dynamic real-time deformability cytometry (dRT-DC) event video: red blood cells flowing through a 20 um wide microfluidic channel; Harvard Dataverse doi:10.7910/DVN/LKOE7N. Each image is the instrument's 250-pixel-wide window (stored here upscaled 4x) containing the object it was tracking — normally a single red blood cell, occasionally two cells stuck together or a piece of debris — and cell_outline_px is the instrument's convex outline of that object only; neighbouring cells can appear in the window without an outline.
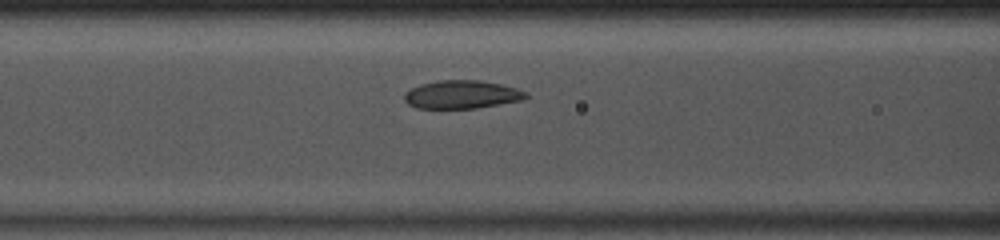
{"species": "common noctule bat (a hibernating species)", "species_latin": "Nyctalus noctula", "temperature_condition": "room temperature", "stored_images_in_passage": 35, "camera_frame_rate_fps": 3000, "um_per_image_px": 0.085, "animal": {"sex": "male", "body_mass_g": 13.0, "forearm_length_mm": 53.1}, "frame": {"image": 1, "passage_image": 7, "time_ms": 2.0, "image_size_px": [1000, 240], "cell_outline_px": [[528, 96], [524, 100], [476, 108], [416, 108], [408, 104], [404, 100], [404, 92], [420, 84], [440, 80], [480, 80], [500, 84], [516, 88], [528, 92]], "centroid_in_image_um": [39.26, 8.03], "position_along_channel_um": 127.3, "area_um2": 20.06}}
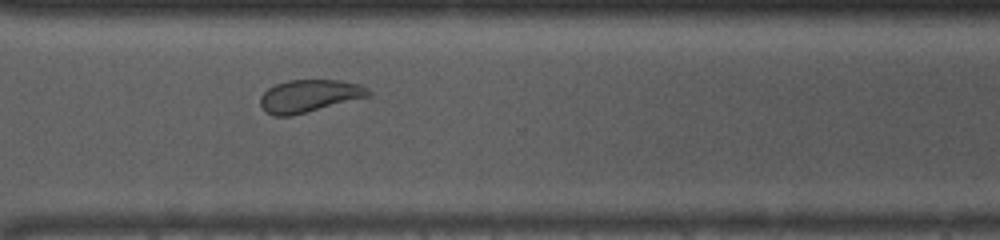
{"frame": {"image": 2, "passage_image": 23, "time_ms": 7.333, "image_size_px": [1000, 240], "cell_outline_px": [[372, 92], [368, 96], [292, 116], [272, 116], [264, 112], [260, 104], [260, 96], [268, 88], [276, 84], [288, 80], [340, 80], [360, 84], [368, 88]], "centroid_in_image_um": [26.25, 8.16], "position_along_channel_um": 344.4, "area_um2": 20.52}}
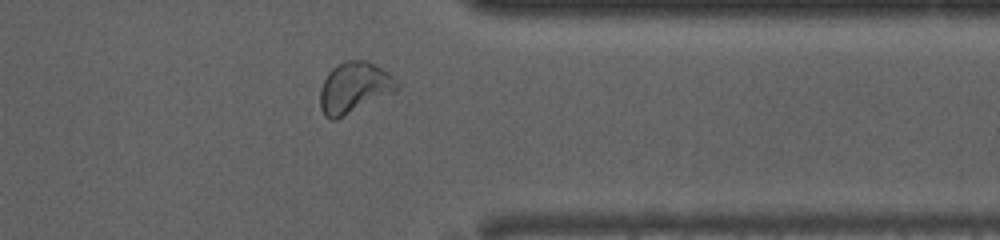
{"frame": {"image": 3, "passage_image": 26, "time_ms": 8.333, "image_size_px": [1000, 240], "cell_outline_px": [[400, 88], [336, 120], [332, 120], [324, 116], [320, 108], [320, 88], [328, 72], [332, 68], [348, 60], [368, 60], [388, 72], [400, 84]], "centroid_in_image_um": [30.09, 7.44], "position_along_channel_um": 381.3, "area_um2": 22.6}, "authors_computed_cell_mechanics": {"area_um2": 20.519, "velocity_mm_per_s": 4.0692, "shape_relaxation_time_tau1_ms": 3.5658, "shape_relaxation_time_tau2_ms": 1.2541, "deformation_change_tau1": 0.1023, "deformation_change_tau2": 0.0626}}